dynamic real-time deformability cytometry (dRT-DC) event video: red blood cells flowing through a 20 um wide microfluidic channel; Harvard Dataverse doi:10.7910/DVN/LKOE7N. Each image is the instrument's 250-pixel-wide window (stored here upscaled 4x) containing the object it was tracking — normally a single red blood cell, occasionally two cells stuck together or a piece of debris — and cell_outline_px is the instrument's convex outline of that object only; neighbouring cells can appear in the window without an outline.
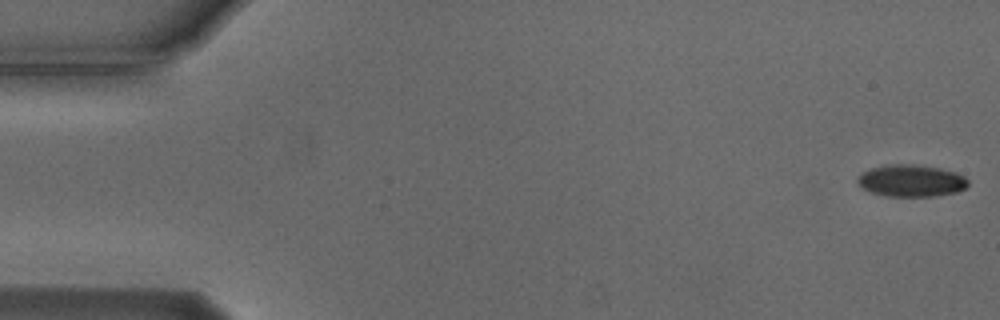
{"species": "Egyptian fruit bat (a non-hibernating species)", "species_latin": "Rousettus aegyptiacus", "temperature_condition": "cold", "stored_images_in_passage": 49, "camera_frame_rate_fps": 3000, "um_per_image_px": 0.085, "animal": {"sex": "male"}, "frame": {"image": 1, "passage_image": 1, "time_ms": 0.0, "image_size_px": [1000, 320], "cell_outline_px": [[968, 184], [964, 188], [956, 192], [936, 196], [888, 196], [872, 192], [864, 188], [856, 180], [856, 176], [860, 172], [872, 168], [888, 164], [912, 164], [940, 168], [956, 172], [964, 176], [968, 180]], "centroid_in_image_um": [77.44, 15.35], "position_along_channel_um": 7.6, "area_um2": 20.58}}
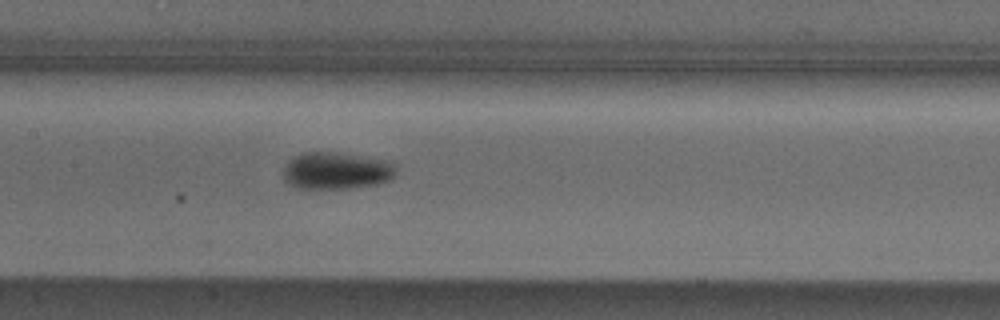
{"frame": {"image": 2, "passage_image": 26, "time_ms": 8.333, "image_size_px": [1000, 320], "cell_outline_px": [[396, 176], [388, 180], [376, 184], [348, 188], [296, 188], [288, 184], [284, 180], [284, 164], [292, 156], [300, 152], [336, 152], [384, 160], [396, 164]], "centroid_in_image_um": [28.55, 14.5], "position_along_channel_um": 178.9, "area_um2": 24.51}}
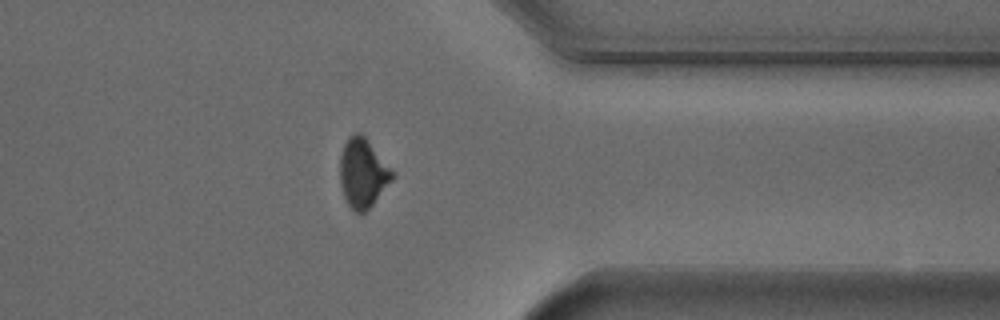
{"frame": {"image": 3, "passage_image": 43, "time_ms": 14.0, "image_size_px": [1000, 320], "cell_outline_px": [[396, 176], [372, 204], [364, 212], [356, 212], [348, 204], [344, 196], [340, 184], [340, 156], [344, 144], [348, 136], [352, 132], [360, 132], [364, 136], [396, 172]], "centroid_in_image_um": [30.86, 14.67], "position_along_channel_um": 380.5, "area_um2": 21.15}}